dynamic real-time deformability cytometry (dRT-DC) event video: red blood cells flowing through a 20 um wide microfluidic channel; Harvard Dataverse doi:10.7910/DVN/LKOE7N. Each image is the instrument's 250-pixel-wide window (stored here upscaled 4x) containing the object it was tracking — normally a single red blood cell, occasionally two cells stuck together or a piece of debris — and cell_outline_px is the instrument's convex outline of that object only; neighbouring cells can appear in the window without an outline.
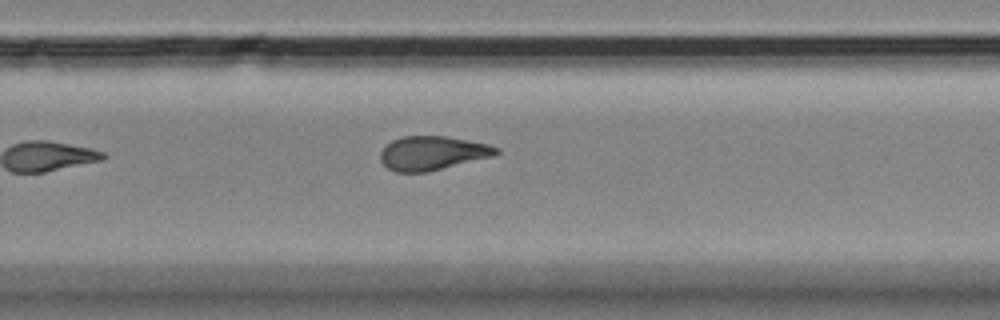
{"species": "Egyptian fruit bat (a non-hibernating species)", "species_latin": "Rousettus aegyptiacus", "temperature_condition": "room temperature", "stored_images_in_passage": 10, "camera_frame_rate_fps": 3000, "um_per_image_px": 0.085, "animal": {"sex": "female"}, "frame": {"image": 1, "passage_image": 10, "time_ms": 10.667, "image_size_px": [1000, 320], "cell_outline_px": [[500, 152], [492, 156], [428, 172], [396, 172], [388, 168], [380, 160], [380, 152], [392, 140], [404, 136], [448, 136], [488, 144], [500, 148]], "centroid_in_image_um": [36.76, 13.01], "position_along_channel_um": 293.0, "area_um2": 22.83}}